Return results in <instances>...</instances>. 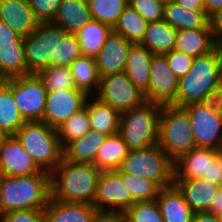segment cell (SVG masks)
Returning <instances> with one entry per match:
<instances>
[{
    "instance_id": "6da1fadb",
    "label": "cell",
    "mask_w": 222,
    "mask_h": 222,
    "mask_svg": "<svg viewBox=\"0 0 222 222\" xmlns=\"http://www.w3.org/2000/svg\"><path fill=\"white\" fill-rule=\"evenodd\" d=\"M50 174L54 200L93 205L101 174L94 164L70 162L63 158Z\"/></svg>"
},
{
    "instance_id": "7a4b0ae2",
    "label": "cell",
    "mask_w": 222,
    "mask_h": 222,
    "mask_svg": "<svg viewBox=\"0 0 222 222\" xmlns=\"http://www.w3.org/2000/svg\"><path fill=\"white\" fill-rule=\"evenodd\" d=\"M50 198V173L4 176L0 190V214L26 209L44 210Z\"/></svg>"
},
{
    "instance_id": "3957f363",
    "label": "cell",
    "mask_w": 222,
    "mask_h": 222,
    "mask_svg": "<svg viewBox=\"0 0 222 222\" xmlns=\"http://www.w3.org/2000/svg\"><path fill=\"white\" fill-rule=\"evenodd\" d=\"M222 85V46L195 57L190 71L178 80L176 106L199 103L210 91Z\"/></svg>"
},
{
    "instance_id": "277c9868",
    "label": "cell",
    "mask_w": 222,
    "mask_h": 222,
    "mask_svg": "<svg viewBox=\"0 0 222 222\" xmlns=\"http://www.w3.org/2000/svg\"><path fill=\"white\" fill-rule=\"evenodd\" d=\"M15 136L44 171L51 173L64 158V149L56 129L43 121L25 122Z\"/></svg>"
},
{
    "instance_id": "5b68a950",
    "label": "cell",
    "mask_w": 222,
    "mask_h": 222,
    "mask_svg": "<svg viewBox=\"0 0 222 222\" xmlns=\"http://www.w3.org/2000/svg\"><path fill=\"white\" fill-rule=\"evenodd\" d=\"M162 106L145 102L142 106L121 112L119 134L129 149L146 148L158 143Z\"/></svg>"
},
{
    "instance_id": "8992f818",
    "label": "cell",
    "mask_w": 222,
    "mask_h": 222,
    "mask_svg": "<svg viewBox=\"0 0 222 222\" xmlns=\"http://www.w3.org/2000/svg\"><path fill=\"white\" fill-rule=\"evenodd\" d=\"M157 144L173 162L195 147L191 122L183 107L162 106Z\"/></svg>"
},
{
    "instance_id": "52a82bcc",
    "label": "cell",
    "mask_w": 222,
    "mask_h": 222,
    "mask_svg": "<svg viewBox=\"0 0 222 222\" xmlns=\"http://www.w3.org/2000/svg\"><path fill=\"white\" fill-rule=\"evenodd\" d=\"M118 170L144 177L160 188L172 185L174 180V162L158 144L130 149Z\"/></svg>"
},
{
    "instance_id": "ba28073f",
    "label": "cell",
    "mask_w": 222,
    "mask_h": 222,
    "mask_svg": "<svg viewBox=\"0 0 222 222\" xmlns=\"http://www.w3.org/2000/svg\"><path fill=\"white\" fill-rule=\"evenodd\" d=\"M67 32L53 22L39 23L27 36H24L23 47L29 74L50 66V59H55L57 42Z\"/></svg>"
},
{
    "instance_id": "9c48e42d",
    "label": "cell",
    "mask_w": 222,
    "mask_h": 222,
    "mask_svg": "<svg viewBox=\"0 0 222 222\" xmlns=\"http://www.w3.org/2000/svg\"><path fill=\"white\" fill-rule=\"evenodd\" d=\"M3 81L12 89L14 101L25 122L43 121L47 90L37 75L15 76Z\"/></svg>"
},
{
    "instance_id": "30bf717a",
    "label": "cell",
    "mask_w": 222,
    "mask_h": 222,
    "mask_svg": "<svg viewBox=\"0 0 222 222\" xmlns=\"http://www.w3.org/2000/svg\"><path fill=\"white\" fill-rule=\"evenodd\" d=\"M94 96L120 113L147 102L144 93L133 84L124 71L101 76L98 91Z\"/></svg>"
},
{
    "instance_id": "8fae6325",
    "label": "cell",
    "mask_w": 222,
    "mask_h": 222,
    "mask_svg": "<svg viewBox=\"0 0 222 222\" xmlns=\"http://www.w3.org/2000/svg\"><path fill=\"white\" fill-rule=\"evenodd\" d=\"M203 178L222 187L218 150L194 147L174 161V179Z\"/></svg>"
},
{
    "instance_id": "7c38bea8",
    "label": "cell",
    "mask_w": 222,
    "mask_h": 222,
    "mask_svg": "<svg viewBox=\"0 0 222 222\" xmlns=\"http://www.w3.org/2000/svg\"><path fill=\"white\" fill-rule=\"evenodd\" d=\"M183 108L191 122L195 147L222 148V115L200 103H190Z\"/></svg>"
},
{
    "instance_id": "4fadbf2b",
    "label": "cell",
    "mask_w": 222,
    "mask_h": 222,
    "mask_svg": "<svg viewBox=\"0 0 222 222\" xmlns=\"http://www.w3.org/2000/svg\"><path fill=\"white\" fill-rule=\"evenodd\" d=\"M178 80L169 68L165 55H153L148 92L145 94L146 101L160 106H176Z\"/></svg>"
},
{
    "instance_id": "5bb4252c",
    "label": "cell",
    "mask_w": 222,
    "mask_h": 222,
    "mask_svg": "<svg viewBox=\"0 0 222 222\" xmlns=\"http://www.w3.org/2000/svg\"><path fill=\"white\" fill-rule=\"evenodd\" d=\"M135 201L123 184L119 170L101 171L93 205L101 211L125 212Z\"/></svg>"
},
{
    "instance_id": "9a60e30c",
    "label": "cell",
    "mask_w": 222,
    "mask_h": 222,
    "mask_svg": "<svg viewBox=\"0 0 222 222\" xmlns=\"http://www.w3.org/2000/svg\"><path fill=\"white\" fill-rule=\"evenodd\" d=\"M87 97L77 88L47 91L43 122L56 129L84 107Z\"/></svg>"
},
{
    "instance_id": "2e32d148",
    "label": "cell",
    "mask_w": 222,
    "mask_h": 222,
    "mask_svg": "<svg viewBox=\"0 0 222 222\" xmlns=\"http://www.w3.org/2000/svg\"><path fill=\"white\" fill-rule=\"evenodd\" d=\"M0 171L12 177L49 173L35 163L15 135L8 136L0 146Z\"/></svg>"
},
{
    "instance_id": "e0dca14e",
    "label": "cell",
    "mask_w": 222,
    "mask_h": 222,
    "mask_svg": "<svg viewBox=\"0 0 222 222\" xmlns=\"http://www.w3.org/2000/svg\"><path fill=\"white\" fill-rule=\"evenodd\" d=\"M132 45L133 43L125 37L112 31L95 57L100 77L110 73L123 72Z\"/></svg>"
},
{
    "instance_id": "ac0fdd59",
    "label": "cell",
    "mask_w": 222,
    "mask_h": 222,
    "mask_svg": "<svg viewBox=\"0 0 222 222\" xmlns=\"http://www.w3.org/2000/svg\"><path fill=\"white\" fill-rule=\"evenodd\" d=\"M173 184L181 192L185 201L194 213L207 212L211 200L221 188L220 185L203 178L174 179Z\"/></svg>"
},
{
    "instance_id": "d6986e66",
    "label": "cell",
    "mask_w": 222,
    "mask_h": 222,
    "mask_svg": "<svg viewBox=\"0 0 222 222\" xmlns=\"http://www.w3.org/2000/svg\"><path fill=\"white\" fill-rule=\"evenodd\" d=\"M0 20L21 36L29 35L39 24L27 0H0Z\"/></svg>"
},
{
    "instance_id": "ffe728a7",
    "label": "cell",
    "mask_w": 222,
    "mask_h": 222,
    "mask_svg": "<svg viewBox=\"0 0 222 222\" xmlns=\"http://www.w3.org/2000/svg\"><path fill=\"white\" fill-rule=\"evenodd\" d=\"M96 211L88 203H65L51 197L43 210V222H91Z\"/></svg>"
},
{
    "instance_id": "44dd1931",
    "label": "cell",
    "mask_w": 222,
    "mask_h": 222,
    "mask_svg": "<svg viewBox=\"0 0 222 222\" xmlns=\"http://www.w3.org/2000/svg\"><path fill=\"white\" fill-rule=\"evenodd\" d=\"M88 111L90 128L104 135L119 133L120 112L95 96H88L85 105Z\"/></svg>"
},
{
    "instance_id": "7402d4cb",
    "label": "cell",
    "mask_w": 222,
    "mask_h": 222,
    "mask_svg": "<svg viewBox=\"0 0 222 222\" xmlns=\"http://www.w3.org/2000/svg\"><path fill=\"white\" fill-rule=\"evenodd\" d=\"M156 201L165 222L192 221L194 212L174 184L161 188Z\"/></svg>"
},
{
    "instance_id": "603a6c76",
    "label": "cell",
    "mask_w": 222,
    "mask_h": 222,
    "mask_svg": "<svg viewBox=\"0 0 222 222\" xmlns=\"http://www.w3.org/2000/svg\"><path fill=\"white\" fill-rule=\"evenodd\" d=\"M153 55L146 47L140 44H133L125 64L124 72L144 95L148 92L150 65Z\"/></svg>"
},
{
    "instance_id": "cb8c5ba5",
    "label": "cell",
    "mask_w": 222,
    "mask_h": 222,
    "mask_svg": "<svg viewBox=\"0 0 222 222\" xmlns=\"http://www.w3.org/2000/svg\"><path fill=\"white\" fill-rule=\"evenodd\" d=\"M23 40L24 36H20L17 40L0 41V77L2 79L29 75Z\"/></svg>"
},
{
    "instance_id": "d4e9b609",
    "label": "cell",
    "mask_w": 222,
    "mask_h": 222,
    "mask_svg": "<svg viewBox=\"0 0 222 222\" xmlns=\"http://www.w3.org/2000/svg\"><path fill=\"white\" fill-rule=\"evenodd\" d=\"M163 20L177 31L210 28L209 16L205 10H190L174 1L164 5Z\"/></svg>"
},
{
    "instance_id": "484cf974",
    "label": "cell",
    "mask_w": 222,
    "mask_h": 222,
    "mask_svg": "<svg viewBox=\"0 0 222 222\" xmlns=\"http://www.w3.org/2000/svg\"><path fill=\"white\" fill-rule=\"evenodd\" d=\"M216 46L211 29L198 28L177 31L174 49L195 58L211 52Z\"/></svg>"
},
{
    "instance_id": "4316f807",
    "label": "cell",
    "mask_w": 222,
    "mask_h": 222,
    "mask_svg": "<svg viewBox=\"0 0 222 222\" xmlns=\"http://www.w3.org/2000/svg\"><path fill=\"white\" fill-rule=\"evenodd\" d=\"M91 19L87 0H62L53 23L67 33L76 34Z\"/></svg>"
},
{
    "instance_id": "83f0119b",
    "label": "cell",
    "mask_w": 222,
    "mask_h": 222,
    "mask_svg": "<svg viewBox=\"0 0 222 222\" xmlns=\"http://www.w3.org/2000/svg\"><path fill=\"white\" fill-rule=\"evenodd\" d=\"M106 138L107 135L90 129L83 137L70 142L64 148V159L70 162L93 164L98 149Z\"/></svg>"
},
{
    "instance_id": "f1b7e54d",
    "label": "cell",
    "mask_w": 222,
    "mask_h": 222,
    "mask_svg": "<svg viewBox=\"0 0 222 222\" xmlns=\"http://www.w3.org/2000/svg\"><path fill=\"white\" fill-rule=\"evenodd\" d=\"M176 34L177 30L165 20L148 23L140 45L154 55H164L174 50Z\"/></svg>"
},
{
    "instance_id": "f546056e",
    "label": "cell",
    "mask_w": 222,
    "mask_h": 222,
    "mask_svg": "<svg viewBox=\"0 0 222 222\" xmlns=\"http://www.w3.org/2000/svg\"><path fill=\"white\" fill-rule=\"evenodd\" d=\"M129 150L119 133L107 136L102 146L98 149L93 164L100 171L118 170Z\"/></svg>"
},
{
    "instance_id": "4dcf8cb0",
    "label": "cell",
    "mask_w": 222,
    "mask_h": 222,
    "mask_svg": "<svg viewBox=\"0 0 222 222\" xmlns=\"http://www.w3.org/2000/svg\"><path fill=\"white\" fill-rule=\"evenodd\" d=\"M69 68L76 88L87 96H94L100 82L95 58L82 56L72 62Z\"/></svg>"
},
{
    "instance_id": "1f68e13d",
    "label": "cell",
    "mask_w": 222,
    "mask_h": 222,
    "mask_svg": "<svg viewBox=\"0 0 222 222\" xmlns=\"http://www.w3.org/2000/svg\"><path fill=\"white\" fill-rule=\"evenodd\" d=\"M112 31L111 26L91 19L76 33L82 55L95 58Z\"/></svg>"
},
{
    "instance_id": "d6a6232c",
    "label": "cell",
    "mask_w": 222,
    "mask_h": 222,
    "mask_svg": "<svg viewBox=\"0 0 222 222\" xmlns=\"http://www.w3.org/2000/svg\"><path fill=\"white\" fill-rule=\"evenodd\" d=\"M25 120L20 115L13 98L12 89L2 81L0 83V127L8 135H15Z\"/></svg>"
},
{
    "instance_id": "836d02e7",
    "label": "cell",
    "mask_w": 222,
    "mask_h": 222,
    "mask_svg": "<svg viewBox=\"0 0 222 222\" xmlns=\"http://www.w3.org/2000/svg\"><path fill=\"white\" fill-rule=\"evenodd\" d=\"M148 22L130 5L125 8L120 15L113 31L125 37L133 44H140Z\"/></svg>"
},
{
    "instance_id": "e575fe53",
    "label": "cell",
    "mask_w": 222,
    "mask_h": 222,
    "mask_svg": "<svg viewBox=\"0 0 222 222\" xmlns=\"http://www.w3.org/2000/svg\"><path fill=\"white\" fill-rule=\"evenodd\" d=\"M91 18L114 28L129 0H87Z\"/></svg>"
},
{
    "instance_id": "d590c367",
    "label": "cell",
    "mask_w": 222,
    "mask_h": 222,
    "mask_svg": "<svg viewBox=\"0 0 222 222\" xmlns=\"http://www.w3.org/2000/svg\"><path fill=\"white\" fill-rule=\"evenodd\" d=\"M90 129L88 111L84 106L57 127L56 133L64 149L70 142L83 137Z\"/></svg>"
},
{
    "instance_id": "8d00e7d4",
    "label": "cell",
    "mask_w": 222,
    "mask_h": 222,
    "mask_svg": "<svg viewBox=\"0 0 222 222\" xmlns=\"http://www.w3.org/2000/svg\"><path fill=\"white\" fill-rule=\"evenodd\" d=\"M121 178L135 202L156 200L161 190L155 182L145 179L144 177L121 172Z\"/></svg>"
},
{
    "instance_id": "74e56055",
    "label": "cell",
    "mask_w": 222,
    "mask_h": 222,
    "mask_svg": "<svg viewBox=\"0 0 222 222\" xmlns=\"http://www.w3.org/2000/svg\"><path fill=\"white\" fill-rule=\"evenodd\" d=\"M47 91L76 88L69 67L48 66L36 73Z\"/></svg>"
},
{
    "instance_id": "f35d334b",
    "label": "cell",
    "mask_w": 222,
    "mask_h": 222,
    "mask_svg": "<svg viewBox=\"0 0 222 222\" xmlns=\"http://www.w3.org/2000/svg\"><path fill=\"white\" fill-rule=\"evenodd\" d=\"M82 56L77 35L66 33L61 41L57 42L55 59H50V66L69 67L72 62Z\"/></svg>"
},
{
    "instance_id": "ab89813d",
    "label": "cell",
    "mask_w": 222,
    "mask_h": 222,
    "mask_svg": "<svg viewBox=\"0 0 222 222\" xmlns=\"http://www.w3.org/2000/svg\"><path fill=\"white\" fill-rule=\"evenodd\" d=\"M126 222H165L156 200L137 201L125 212Z\"/></svg>"
},
{
    "instance_id": "60d3db41",
    "label": "cell",
    "mask_w": 222,
    "mask_h": 222,
    "mask_svg": "<svg viewBox=\"0 0 222 222\" xmlns=\"http://www.w3.org/2000/svg\"><path fill=\"white\" fill-rule=\"evenodd\" d=\"M39 23L53 22L62 0H27Z\"/></svg>"
},
{
    "instance_id": "b9f144b4",
    "label": "cell",
    "mask_w": 222,
    "mask_h": 222,
    "mask_svg": "<svg viewBox=\"0 0 222 222\" xmlns=\"http://www.w3.org/2000/svg\"><path fill=\"white\" fill-rule=\"evenodd\" d=\"M129 4L148 22L163 20L164 4L156 0H129Z\"/></svg>"
},
{
    "instance_id": "7bdbcfd3",
    "label": "cell",
    "mask_w": 222,
    "mask_h": 222,
    "mask_svg": "<svg viewBox=\"0 0 222 222\" xmlns=\"http://www.w3.org/2000/svg\"><path fill=\"white\" fill-rule=\"evenodd\" d=\"M164 55L167 59L169 68L178 79H180L190 71L194 57L189 56L176 49Z\"/></svg>"
},
{
    "instance_id": "ee69618b",
    "label": "cell",
    "mask_w": 222,
    "mask_h": 222,
    "mask_svg": "<svg viewBox=\"0 0 222 222\" xmlns=\"http://www.w3.org/2000/svg\"><path fill=\"white\" fill-rule=\"evenodd\" d=\"M0 222H43V210L26 209L0 214Z\"/></svg>"
},
{
    "instance_id": "f6af8a7d",
    "label": "cell",
    "mask_w": 222,
    "mask_h": 222,
    "mask_svg": "<svg viewBox=\"0 0 222 222\" xmlns=\"http://www.w3.org/2000/svg\"><path fill=\"white\" fill-rule=\"evenodd\" d=\"M199 103L222 115V85L219 88L208 92Z\"/></svg>"
},
{
    "instance_id": "bcb514c9",
    "label": "cell",
    "mask_w": 222,
    "mask_h": 222,
    "mask_svg": "<svg viewBox=\"0 0 222 222\" xmlns=\"http://www.w3.org/2000/svg\"><path fill=\"white\" fill-rule=\"evenodd\" d=\"M209 25L215 44L222 46V9L209 16Z\"/></svg>"
},
{
    "instance_id": "7dc6e473",
    "label": "cell",
    "mask_w": 222,
    "mask_h": 222,
    "mask_svg": "<svg viewBox=\"0 0 222 222\" xmlns=\"http://www.w3.org/2000/svg\"><path fill=\"white\" fill-rule=\"evenodd\" d=\"M91 222H126L124 212L97 210Z\"/></svg>"
},
{
    "instance_id": "c3c4849f",
    "label": "cell",
    "mask_w": 222,
    "mask_h": 222,
    "mask_svg": "<svg viewBox=\"0 0 222 222\" xmlns=\"http://www.w3.org/2000/svg\"><path fill=\"white\" fill-rule=\"evenodd\" d=\"M21 35L0 20V41L17 40Z\"/></svg>"
},
{
    "instance_id": "681fc988",
    "label": "cell",
    "mask_w": 222,
    "mask_h": 222,
    "mask_svg": "<svg viewBox=\"0 0 222 222\" xmlns=\"http://www.w3.org/2000/svg\"><path fill=\"white\" fill-rule=\"evenodd\" d=\"M207 212L215 215H217L219 212H222V187L211 200V204Z\"/></svg>"
},
{
    "instance_id": "f907efd6",
    "label": "cell",
    "mask_w": 222,
    "mask_h": 222,
    "mask_svg": "<svg viewBox=\"0 0 222 222\" xmlns=\"http://www.w3.org/2000/svg\"><path fill=\"white\" fill-rule=\"evenodd\" d=\"M191 222H219L217 215L208 212H196Z\"/></svg>"
},
{
    "instance_id": "816d5d0a",
    "label": "cell",
    "mask_w": 222,
    "mask_h": 222,
    "mask_svg": "<svg viewBox=\"0 0 222 222\" xmlns=\"http://www.w3.org/2000/svg\"><path fill=\"white\" fill-rule=\"evenodd\" d=\"M175 3L182 5L190 10H205L203 0H173Z\"/></svg>"
},
{
    "instance_id": "f5cc1de1",
    "label": "cell",
    "mask_w": 222,
    "mask_h": 222,
    "mask_svg": "<svg viewBox=\"0 0 222 222\" xmlns=\"http://www.w3.org/2000/svg\"><path fill=\"white\" fill-rule=\"evenodd\" d=\"M205 13L210 16L215 11L222 9V0H203Z\"/></svg>"
},
{
    "instance_id": "db71d44e",
    "label": "cell",
    "mask_w": 222,
    "mask_h": 222,
    "mask_svg": "<svg viewBox=\"0 0 222 222\" xmlns=\"http://www.w3.org/2000/svg\"><path fill=\"white\" fill-rule=\"evenodd\" d=\"M7 137H8V135L0 127V146L3 144L4 140Z\"/></svg>"
},
{
    "instance_id": "11a10c76",
    "label": "cell",
    "mask_w": 222,
    "mask_h": 222,
    "mask_svg": "<svg viewBox=\"0 0 222 222\" xmlns=\"http://www.w3.org/2000/svg\"><path fill=\"white\" fill-rule=\"evenodd\" d=\"M218 161H219V165L222 171V148L218 150Z\"/></svg>"
},
{
    "instance_id": "9f6ffc18",
    "label": "cell",
    "mask_w": 222,
    "mask_h": 222,
    "mask_svg": "<svg viewBox=\"0 0 222 222\" xmlns=\"http://www.w3.org/2000/svg\"><path fill=\"white\" fill-rule=\"evenodd\" d=\"M4 174L0 171V190H1V184H2V180L4 178Z\"/></svg>"
},
{
    "instance_id": "6f0895ef",
    "label": "cell",
    "mask_w": 222,
    "mask_h": 222,
    "mask_svg": "<svg viewBox=\"0 0 222 222\" xmlns=\"http://www.w3.org/2000/svg\"><path fill=\"white\" fill-rule=\"evenodd\" d=\"M156 1H159V2H161V3H163L165 5L168 2L173 1V0H156Z\"/></svg>"
},
{
    "instance_id": "680465c9",
    "label": "cell",
    "mask_w": 222,
    "mask_h": 222,
    "mask_svg": "<svg viewBox=\"0 0 222 222\" xmlns=\"http://www.w3.org/2000/svg\"><path fill=\"white\" fill-rule=\"evenodd\" d=\"M217 217H218V219H219V222H222V212H219V213L217 214Z\"/></svg>"
}]
</instances>
